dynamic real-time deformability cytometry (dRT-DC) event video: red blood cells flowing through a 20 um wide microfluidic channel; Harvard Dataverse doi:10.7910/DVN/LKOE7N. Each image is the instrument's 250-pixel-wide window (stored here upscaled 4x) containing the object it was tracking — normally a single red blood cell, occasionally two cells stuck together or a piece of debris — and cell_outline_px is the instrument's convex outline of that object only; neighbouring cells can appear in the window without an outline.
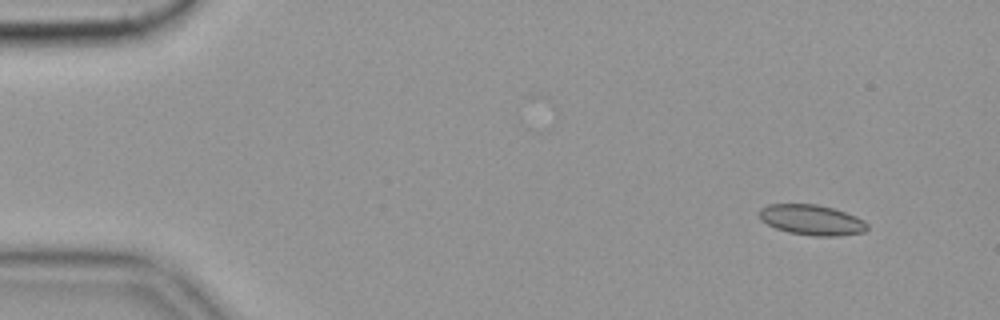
{"species": "common noctule bat (a hibernating species)", "species_latin": "Nyctalus noctula", "temperature_condition": "cold", "stored_images_in_passage": 58, "camera_frame_rate_fps": 3000, "um_per_image_px": 0.085, "animal": {"sex": "female", "body_mass_g": 19.9}, "frame": {"image": 1, "passage_image": 6, "time_ms": 1.667, "image_size_px": [1000, 320], "cell_outline_px": [[868, 228], [864, 232], [840, 236], [816, 236], [788, 232], [776, 228], [760, 220], [760, 208], [768, 204], [816, 204], [832, 208], [856, 216], [864, 220], [868, 224]], "centroid_in_image_um": [69.01, 18.69], "position_along_channel_um": 16.0, "area_um2": 19.07}}
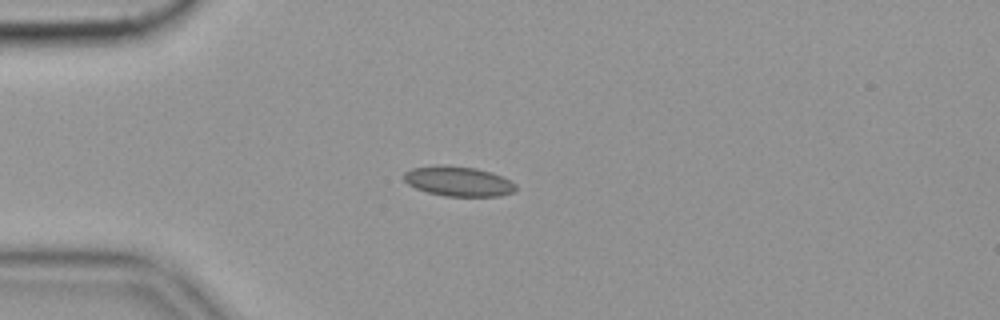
{"frame": {"image": 2, "passage_image": 16, "time_ms": 5.0, "image_size_px": [1000, 320], "cell_outline_px": [[516, 192], [500, 196], [444, 196], [428, 192], [416, 188], [408, 184], [404, 180], [404, 172], [412, 168], [476, 168], [492, 172], [516, 184]], "centroid_in_image_um": [39.03, 15.47], "position_along_channel_um": 46.0, "area_um2": 18.61}, "authors_computed_cell_mechanics": {"area_um2": 18.6405, "velocity_mm_per_s": 3.5181, "shape_relaxation_time_tau1_ms": null, "shape_relaxation_time_tau2_ms": 1.743, "deformation_change_tau1": null, "deformation_change_tau2": 0.0677}}